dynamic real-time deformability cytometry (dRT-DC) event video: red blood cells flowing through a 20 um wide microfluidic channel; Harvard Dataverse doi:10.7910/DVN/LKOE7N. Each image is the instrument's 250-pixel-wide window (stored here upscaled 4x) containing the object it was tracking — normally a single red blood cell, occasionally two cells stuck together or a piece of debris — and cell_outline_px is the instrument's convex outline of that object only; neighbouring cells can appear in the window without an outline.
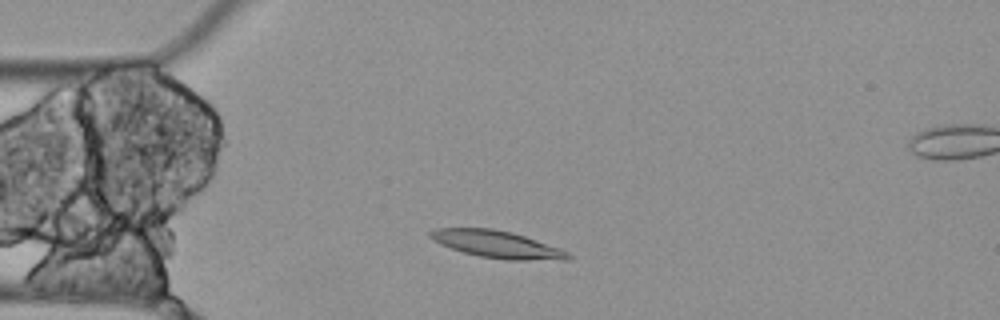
{"species": "Egyptian fruit bat (a non-hibernating species)", "species_latin": "Rousettus aegyptiacus", "temperature_condition": "cold", "stored_images_in_passage": 5, "camera_frame_rate_fps": 3000, "um_per_image_px": 0.085, "animal": {"sex": "female"}, "frame": {"image": 1, "passage_image": 2, "time_ms": 0.333, "image_size_px": [1000, 320], "cell_outline_px": [[572, 256], [568, 260], [504, 260], [480, 256], [464, 252], [440, 244], [432, 240], [428, 236], [428, 232], [436, 228], [492, 228], [512, 232], [560, 248], [568, 252]], "centroid_in_image_um": [42.24, 20.77], "position_along_channel_um": 42.8, "area_um2": 21.85}}
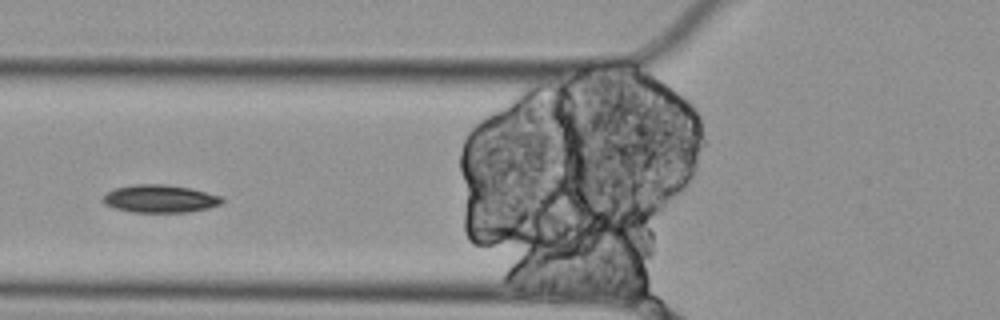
{"frame": {"image": 2, "passage_image": 4, "time_ms": 1.0, "image_size_px": [1000, 320], "cell_outline_px": [[224, 200], [220, 204], [208, 208], [188, 212], [132, 212], [116, 208], [104, 204], [100, 200], [108, 192], [116, 188], [136, 184], [164, 184], [188, 188], [220, 196]], "centroid_in_image_um": [13.57, 16.9], "position_along_channel_um": 112.2, "area_um2": 19.02}}
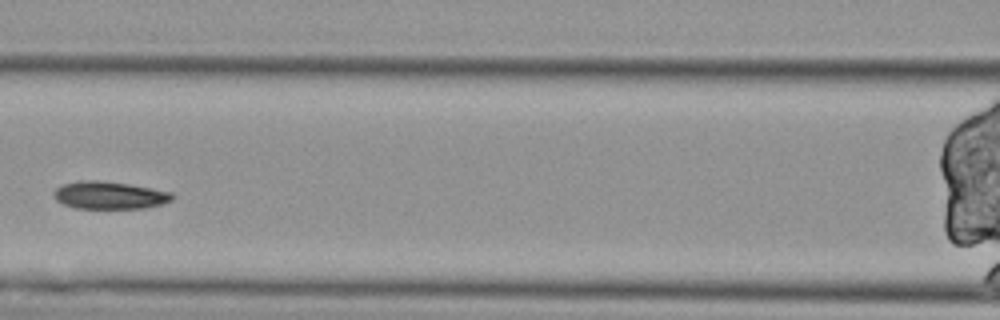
{"frame": {"image": 3, "passage_image": 5, "time_ms": 1.333, "image_size_px": [1000, 320], "cell_outline_px": [[172, 200], [160, 204], [144, 208], [76, 208], [64, 204], [56, 200], [52, 196], [52, 192], [60, 184], [80, 180], [96, 180], [128, 184], [152, 188], [172, 192]], "centroid_in_image_um": [9.24, 16.58], "position_along_channel_um": 157.4, "area_um2": 19.02}}